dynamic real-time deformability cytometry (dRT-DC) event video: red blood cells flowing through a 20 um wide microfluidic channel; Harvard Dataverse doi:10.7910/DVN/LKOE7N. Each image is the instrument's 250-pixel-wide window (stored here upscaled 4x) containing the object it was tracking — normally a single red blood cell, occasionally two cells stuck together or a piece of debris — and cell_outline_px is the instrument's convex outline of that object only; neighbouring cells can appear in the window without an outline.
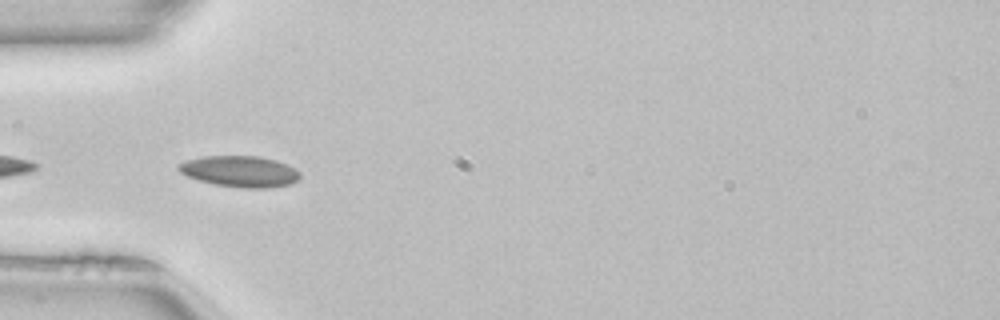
{"species": "common noctule bat (a hibernating species)", "species_latin": "Nyctalus noctula", "temperature_condition": "room temperature", "stored_images_in_passage": 5, "camera_frame_rate_fps": 3000, "um_per_image_px": 0.085, "animal": {"sex": "female", "body_mass_g": 22.7, "forearm_length_mm": 54.2}, "frame": {"image": 1, "passage_image": 2, "time_ms": 0.333, "image_size_px": [1000, 320], "cell_outline_px": [[300, 176], [292, 184], [268, 188], [244, 188], [216, 184], [200, 180], [188, 176], [180, 172], [176, 168], [176, 164], [188, 160], [204, 156], [260, 156], [276, 160], [288, 164], [296, 168], [300, 172]], "centroid_in_image_um": [20.42, 14.56], "position_along_channel_um": 64.6, "area_um2": 22.08}}